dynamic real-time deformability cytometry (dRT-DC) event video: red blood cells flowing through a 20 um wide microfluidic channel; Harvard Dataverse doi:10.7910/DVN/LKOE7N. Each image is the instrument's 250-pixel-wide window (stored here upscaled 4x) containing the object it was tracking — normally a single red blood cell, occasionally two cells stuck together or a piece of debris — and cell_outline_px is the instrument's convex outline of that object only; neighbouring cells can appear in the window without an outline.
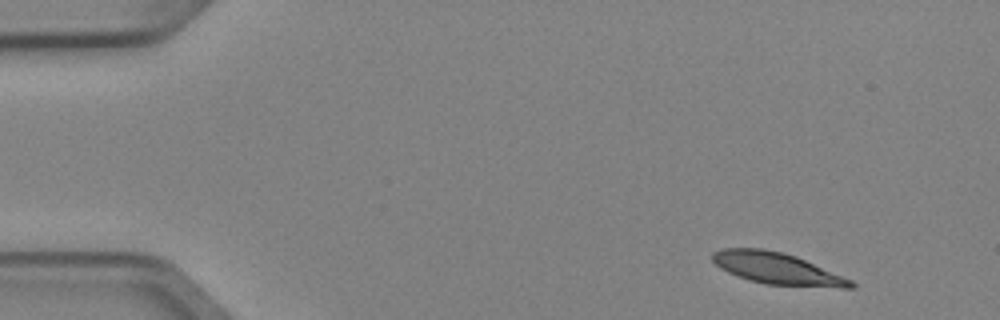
{"species": "Egyptian fruit bat (a non-hibernating species)", "species_latin": "Rousettus aegyptiacus", "temperature_condition": "cold", "stored_images_in_passage": 4, "camera_frame_rate_fps": 3000, "um_per_image_px": 0.085, "animal": {"sex": "female"}, "frame": {"image": 1, "passage_image": 1, "time_ms": 0.0, "image_size_px": [1000, 320], "cell_outline_px": [[856, 288], [840, 288], [764, 284], [748, 280], [728, 272], [720, 268], [712, 260], [712, 252], [724, 248], [764, 248], [796, 256], [852, 280], [856, 284]], "centroid_in_image_um": [66.06, 22.83], "position_along_channel_um": 18.9, "area_um2": 25.49}}
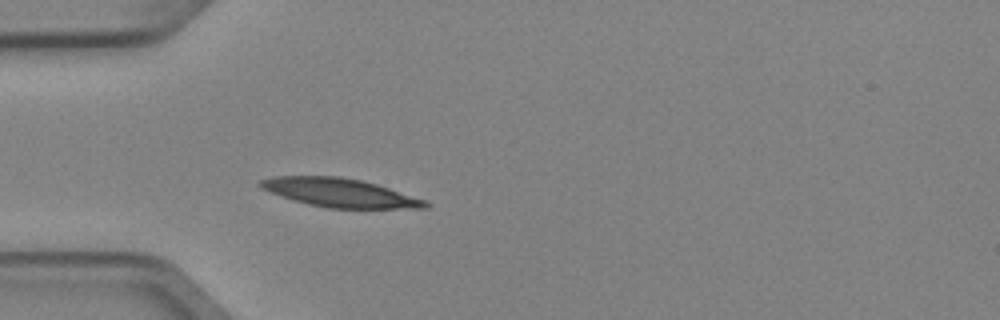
{"frame": {"image": 2, "passage_image": 4, "time_ms": 1.0, "image_size_px": [1000, 320], "cell_outline_px": [[432, 204], [428, 208], [328, 208], [308, 204], [280, 196], [260, 188], [256, 184], [256, 180], [276, 176], [340, 176], [360, 180], [376, 184], [424, 200]], "centroid_in_image_um": [28.81, 16.37], "position_along_channel_um": 56.2, "area_um2": 27.46}}